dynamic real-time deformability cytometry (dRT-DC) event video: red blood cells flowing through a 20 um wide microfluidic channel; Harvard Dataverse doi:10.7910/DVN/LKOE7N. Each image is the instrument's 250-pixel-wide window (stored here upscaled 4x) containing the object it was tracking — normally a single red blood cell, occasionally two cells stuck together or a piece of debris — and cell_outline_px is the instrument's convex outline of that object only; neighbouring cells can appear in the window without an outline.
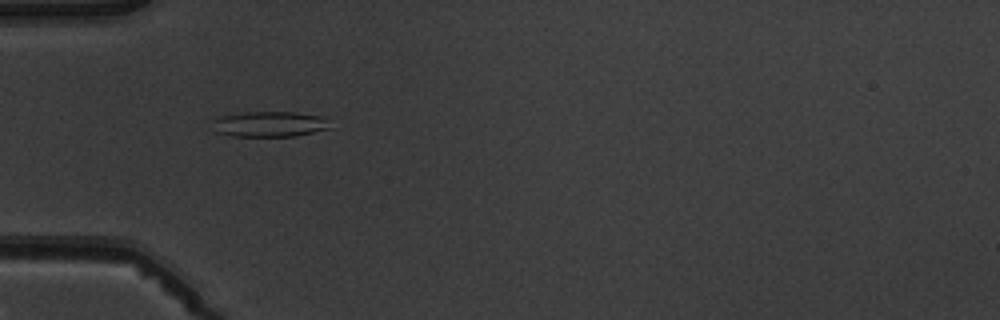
{"species": "common noctule bat (a hibernating species)", "species_latin": "Nyctalus noctula", "temperature_condition": "warm", "stored_images_in_passage": 4, "camera_frame_rate_fps": 3000, "um_per_image_px": 0.085, "animal": {"sex": "male", "body_mass_g": 19.5, "forearm_length_mm": 54.6}, "frame": {"image": 1, "passage_image": 2, "time_ms": 2.0, "image_size_px": [1000, 320], "cell_outline_px": [[328, 128], [296, 136], [232, 136], [216, 132], [212, 120], [224, 116], [244, 112], [292, 112], [320, 116], [324, 120]], "centroid_in_image_um": [22.84, 10.55], "position_along_channel_um": 62.2, "area_um2": 16.94}}
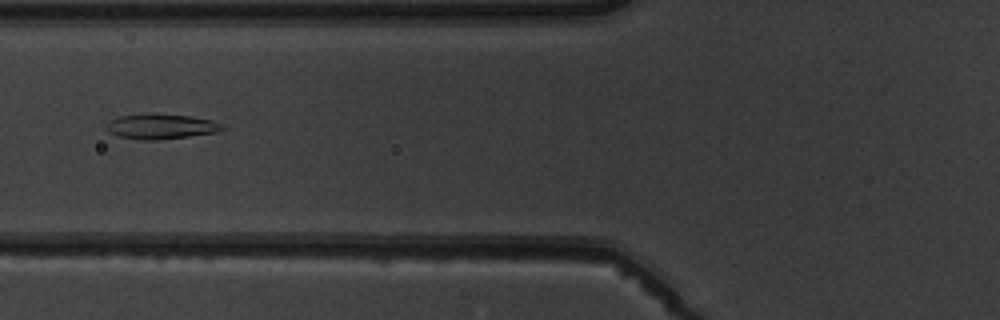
{"frame": {"image": 2, "passage_image": 3, "time_ms": 3.333, "image_size_px": [1000, 320], "cell_outline_px": [[228, 128], [216, 132], [188, 136], [156, 140], [140, 140], [116, 136], [108, 132], [104, 128], [104, 124], [108, 120], [120, 116], [148, 112], [156, 112], [188, 116], [212, 120], [224, 124]], "centroid_in_image_um": [13.62, 10.73], "position_along_channel_um": 112.2, "area_um2": 17.57}}